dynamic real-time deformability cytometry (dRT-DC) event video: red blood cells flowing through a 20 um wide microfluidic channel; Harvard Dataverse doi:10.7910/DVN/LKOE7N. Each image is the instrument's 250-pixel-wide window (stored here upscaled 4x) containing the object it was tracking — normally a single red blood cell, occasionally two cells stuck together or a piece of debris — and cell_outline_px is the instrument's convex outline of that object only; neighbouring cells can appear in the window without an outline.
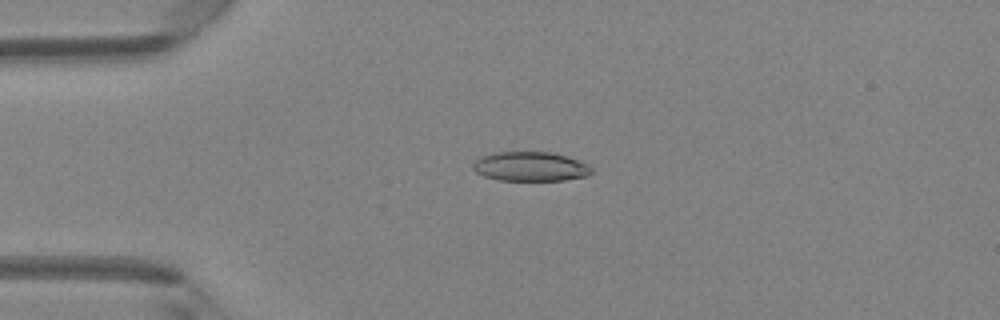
{"species": "Egyptian fruit bat (a non-hibernating species)", "species_latin": "Rousettus aegyptiacus", "temperature_condition": "room temperature", "stored_images_in_passage": 38, "camera_frame_rate_fps": 3000, "um_per_image_px": 0.085, "animal": {"sex": "female"}, "frame": {"image": 1, "passage_image": 1, "time_ms": 0.0, "image_size_px": [1000, 320], "cell_outline_px": [[592, 172], [584, 176], [564, 180], [500, 180], [484, 176], [476, 172], [472, 168], [472, 164], [480, 156], [496, 152], [552, 152], [568, 156], [588, 164], [592, 168]], "centroid_in_image_um": [45.07, 14.14], "position_along_channel_um": 39.9, "area_um2": 20.29}}
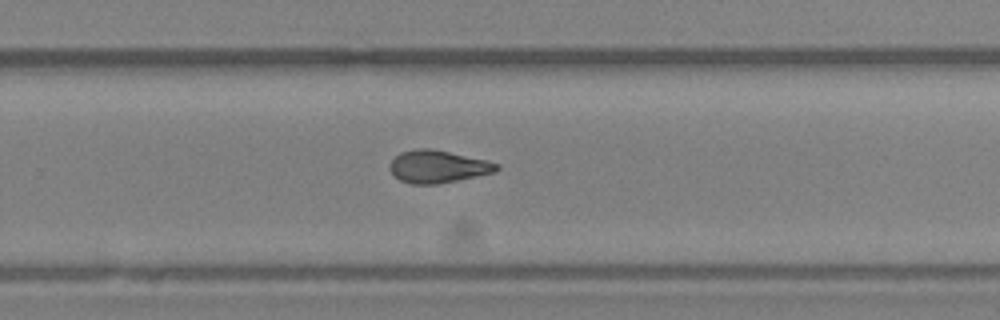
{"frame": {"image": 2, "passage_image": 21, "time_ms": 6.667, "image_size_px": [1000, 320], "cell_outline_px": [[500, 168], [496, 172], [436, 184], [412, 184], [400, 180], [392, 176], [388, 168], [388, 164], [400, 152], [416, 148], [432, 148], [488, 160], [500, 164]], "centroid_in_image_um": [37.19, 14.15], "position_along_channel_um": 292.6, "area_um2": 20.52}}
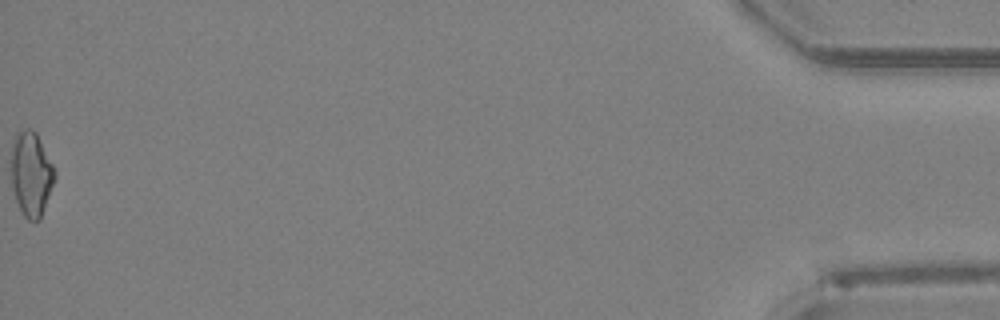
{"frame": {"image": 3, "passage_image": 38, "time_ms": 12.333, "image_size_px": [1000, 320], "cell_outline_px": [[56, 176], [40, 220], [28, 220], [24, 216], [16, 200], [12, 184], [12, 144], [16, 132], [24, 128], [32, 128], [36, 132], [56, 172]], "centroid_in_image_um": [2.65, 14.76], "position_along_channel_um": 432.5, "area_um2": 21.21}, "authors_computed_cell_mechanics": {"area_um2": 20.2589, "velocity_mm_per_s": 4.2299, "shape_relaxation_time_tau1_ms": 5.1933, "shape_relaxation_time_tau2_ms": 2.5652, "deformation_change_tau1": 0.1498, "deformation_change_tau2": 0.0983}}